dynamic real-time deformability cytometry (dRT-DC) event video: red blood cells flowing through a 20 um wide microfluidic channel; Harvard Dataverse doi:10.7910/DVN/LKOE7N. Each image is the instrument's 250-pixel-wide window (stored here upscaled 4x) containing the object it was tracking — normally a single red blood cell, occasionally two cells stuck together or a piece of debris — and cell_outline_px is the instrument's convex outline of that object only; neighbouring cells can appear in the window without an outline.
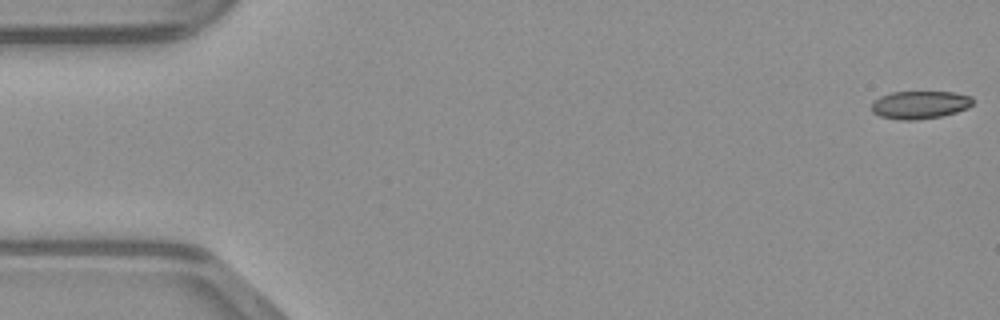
{"species": "common noctule bat (a hibernating species)", "species_latin": "Nyctalus noctula", "temperature_condition": "warm", "stored_images_in_passage": 49, "camera_frame_rate_fps": 3000, "um_per_image_px": 0.085, "animal": {"sex": "male", "body_mass_g": 23.1, "forearm_length_mm": 52.7}, "frame": {"image": 1, "passage_image": 1, "time_ms": 0.0, "image_size_px": [1000, 320], "cell_outline_px": [[972, 104], [968, 108], [956, 112], [940, 116], [916, 120], [900, 120], [880, 116], [872, 112], [872, 100], [880, 96], [892, 92], [952, 92], [972, 96]], "centroid_in_image_um": [78.16, 8.91], "position_along_channel_um": 6.8, "area_um2": 16.47}}
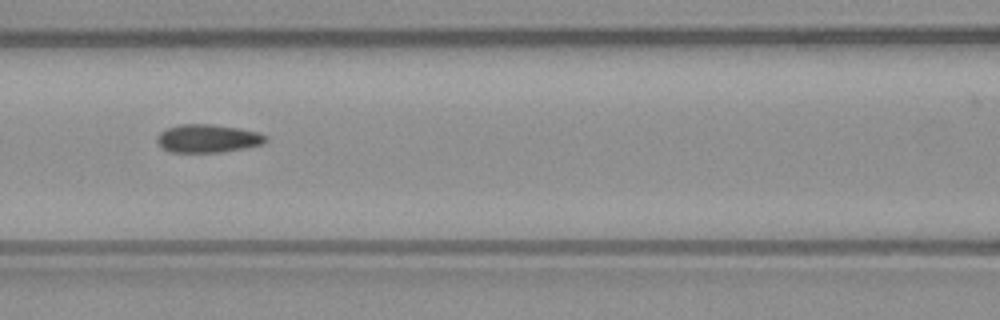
{"frame": {"image": 2, "passage_image": 21, "time_ms": 6.667, "image_size_px": [1000, 320], "cell_outline_px": [[268, 140], [264, 144], [244, 148], [220, 152], [168, 152], [156, 140], [156, 136], [160, 132], [168, 128], [180, 124], [212, 124], [240, 128], [256, 132], [268, 136]], "centroid_in_image_um": [17.68, 11.77], "position_along_channel_um": 148.9, "area_um2": 17.86}}
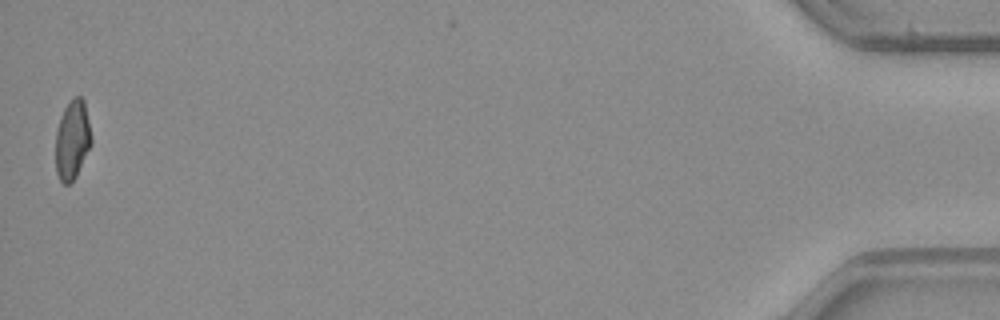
{"frame": {"image": 3, "passage_image": 48, "time_ms": 15.667, "image_size_px": [1000, 320], "cell_outline_px": [[92, 144], [76, 176], [68, 184], [64, 184], [60, 180], [56, 172], [56, 128], [60, 116], [68, 100], [76, 96], [80, 96], [84, 100], [92, 136]], "centroid_in_image_um": [6.15, 11.85], "position_along_channel_um": 429.1, "area_um2": 16.7}}